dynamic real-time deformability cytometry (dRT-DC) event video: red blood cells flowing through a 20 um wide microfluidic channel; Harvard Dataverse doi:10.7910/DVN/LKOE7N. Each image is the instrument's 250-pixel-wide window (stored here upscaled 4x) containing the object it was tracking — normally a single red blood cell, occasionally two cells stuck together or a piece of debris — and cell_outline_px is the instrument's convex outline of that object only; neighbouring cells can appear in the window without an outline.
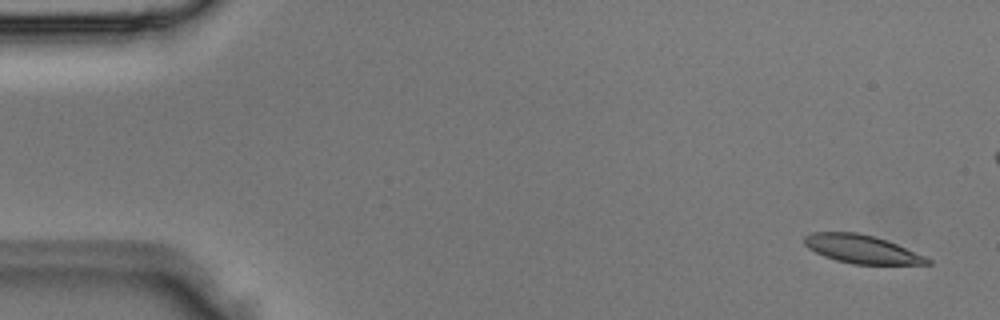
{"species": "Egyptian fruit bat (a non-hibernating species)", "species_latin": "Rousettus aegyptiacus", "temperature_condition": "room temperature", "stored_images_in_passage": 4, "camera_frame_rate_fps": 3000, "um_per_image_px": 0.085, "animal": {"sex": "male"}, "frame": {"image": 1, "passage_image": 1, "time_ms": 0.0, "image_size_px": [1000, 320], "cell_outline_px": [[932, 264], [852, 264], [836, 260], [824, 256], [808, 248], [804, 244], [804, 236], [812, 232], [856, 232], [888, 240], [924, 256], [932, 260]], "centroid_in_image_um": [73.23, 21.17], "position_along_channel_um": 11.8, "area_um2": 20.23}}